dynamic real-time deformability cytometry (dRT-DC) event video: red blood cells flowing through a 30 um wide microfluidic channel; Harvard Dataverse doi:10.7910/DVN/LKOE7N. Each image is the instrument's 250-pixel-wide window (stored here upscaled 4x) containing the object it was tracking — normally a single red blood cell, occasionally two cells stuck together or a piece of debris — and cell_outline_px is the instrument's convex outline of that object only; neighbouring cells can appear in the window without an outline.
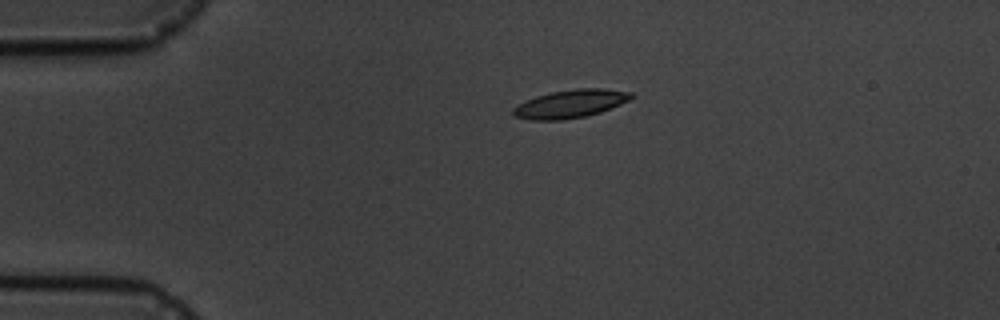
{"species": "common noctule bat (a hibernating species)", "species_latin": "Nyctalus noctula", "temperature_condition": "cold", "stored_images_in_passage": 5, "camera_frame_rate_fps": 3000, "um_per_image_px": 0.085, "animal": {"sex": "male", "body_mass_g": 19.5, "forearm_length_mm": 54.6}, "frame": {"image": 1, "passage_image": 4, "time_ms": 3.667, "image_size_px": [1000, 320], "cell_outline_px": [[636, 96], [620, 104], [600, 112], [584, 116], [564, 120], [532, 120], [516, 116], [512, 112], [512, 108], [524, 100], [536, 96], [552, 92], [576, 88], [604, 88], [632, 92]], "centroid_in_image_um": [48.49, 8.81], "position_along_channel_um": 36.5, "area_um2": 19.36}}